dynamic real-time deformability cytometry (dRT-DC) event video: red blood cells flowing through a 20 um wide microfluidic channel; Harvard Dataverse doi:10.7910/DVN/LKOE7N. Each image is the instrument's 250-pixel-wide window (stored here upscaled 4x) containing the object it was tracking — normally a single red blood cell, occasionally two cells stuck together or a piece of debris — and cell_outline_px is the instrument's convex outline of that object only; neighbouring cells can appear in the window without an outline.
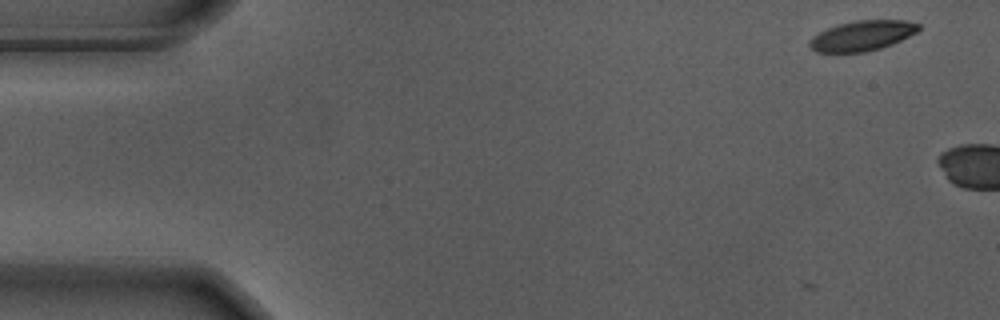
{"species": "Egyptian fruit bat (a non-hibernating species)", "species_latin": "Rousettus aegyptiacus", "temperature_condition": "warm", "stored_images_in_passage": 3, "camera_frame_rate_fps": 3000, "um_per_image_px": 0.085, "animal": {"sex": "male"}, "frame": {"image": 1, "passage_image": 3, "time_ms": 0.667, "image_size_px": [1000, 320], "cell_outline_px": [[920, 28], [916, 32], [892, 44], [880, 48], [864, 52], [816, 52], [808, 44], [808, 40], [820, 32], [836, 24], [856, 20], [908, 20], [920, 24]], "centroid_in_image_um": [73.28, 3.02], "position_along_channel_um": 11.7, "area_um2": 19.07}}